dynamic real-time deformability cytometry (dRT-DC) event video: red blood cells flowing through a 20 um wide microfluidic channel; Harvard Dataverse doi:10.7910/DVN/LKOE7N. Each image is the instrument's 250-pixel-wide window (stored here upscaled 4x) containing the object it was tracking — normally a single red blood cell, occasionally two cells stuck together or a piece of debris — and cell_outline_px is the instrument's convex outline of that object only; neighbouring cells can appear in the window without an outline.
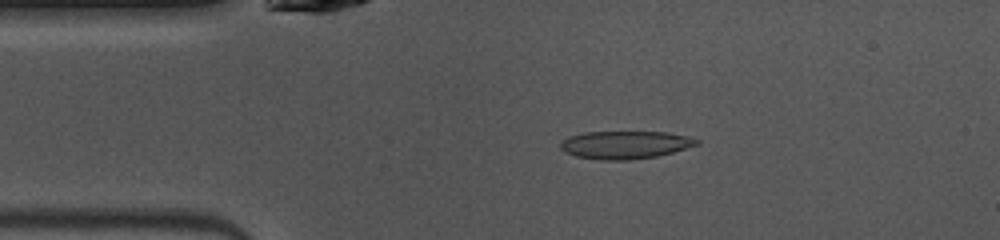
{"species": "common noctule bat (a hibernating species)", "species_latin": "Nyctalus noctula", "temperature_condition": "warm", "stored_images_in_passage": 47, "camera_frame_rate_fps": 3000, "um_per_image_px": 0.085, "animal": {"sex": "female", "body_mass_g": 10.0, "forearm_length_mm": 53.1}, "frame": {"image": 1, "passage_image": 8, "time_ms": 2.333, "image_size_px": [1000, 240], "cell_outline_px": [[700, 144], [672, 152], [656, 156], [628, 160], [600, 160], [576, 156], [564, 152], [560, 148], [560, 140], [568, 136], [584, 132], [668, 132], [688, 136], [700, 140]], "centroid_in_image_um": [53.11, 12.3], "position_along_channel_um": 31.9, "area_um2": 22.25}}
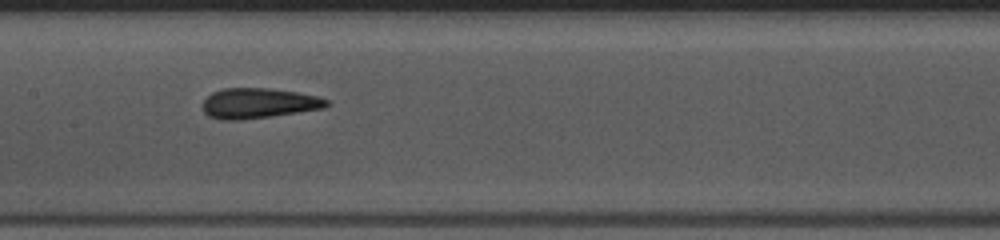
{"frame": {"image": 2, "passage_image": 21, "time_ms": 6.667, "image_size_px": [1000, 240], "cell_outline_px": [[328, 104], [324, 108], [240, 120], [220, 120], [208, 116], [204, 112], [204, 100], [212, 92], [224, 88], [272, 88], [296, 92], [316, 96], [328, 100]], "centroid_in_image_um": [21.94, 8.77], "position_along_channel_um": 185.5, "area_um2": 21.56}}
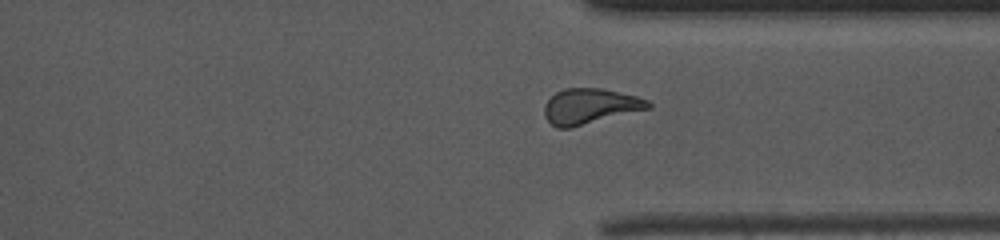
{"frame": {"image": 3, "passage_image": 34, "time_ms": 11.0, "image_size_px": [1000, 240], "cell_outline_px": [[652, 108], [572, 128], [556, 128], [544, 116], [544, 104], [556, 92], [564, 88], [600, 88], [636, 96], [648, 100], [652, 104]], "centroid_in_image_um": [50.16, 9.04], "position_along_channel_um": 361.2, "area_um2": 21.62}, "authors_computed_cell_mechanics": {"area_um2": 21.6172, "velocity_mm_per_s": 4.0755, "shape_relaxation_time_tau1_ms": null, "shape_relaxation_time_tau2_ms": 1.6004, "deformation_change_tau1": null, "deformation_change_tau2": 0.0881}}